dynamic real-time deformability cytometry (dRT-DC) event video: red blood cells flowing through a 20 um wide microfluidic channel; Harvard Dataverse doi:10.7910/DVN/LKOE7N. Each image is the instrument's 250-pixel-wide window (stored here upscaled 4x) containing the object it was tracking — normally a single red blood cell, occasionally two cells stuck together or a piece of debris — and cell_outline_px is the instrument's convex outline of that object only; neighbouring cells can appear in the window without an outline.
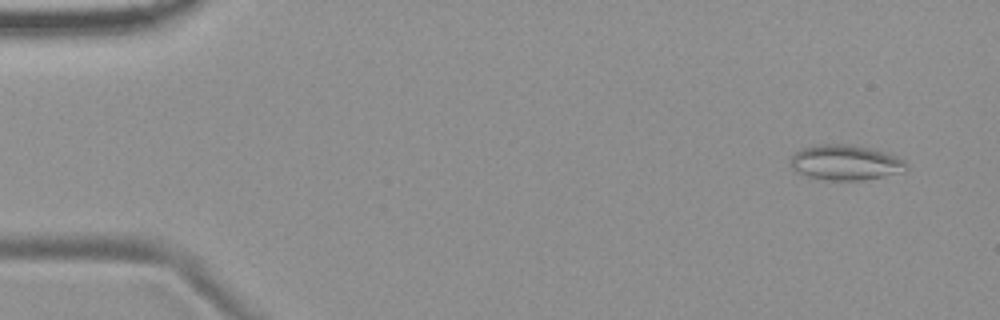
{"species": "common noctule bat (a hibernating species)", "species_latin": "Nyctalus noctula", "temperature_condition": "room temperature", "stored_images_in_passage": 5, "camera_frame_rate_fps": 3000, "um_per_image_px": 0.085, "animal": {"sex": "female", "body_mass_g": 19.9}, "frame": {"image": 1, "passage_image": 2, "time_ms": 1.0, "image_size_px": [1000, 320], "cell_outline_px": [[908, 168], [904, 172], [864, 180], [828, 180], [808, 176], [792, 168], [788, 164], [788, 160], [800, 148], [820, 144], [848, 144], [868, 148], [896, 156], [904, 160], [908, 164]], "centroid_in_image_um": [71.86, 13.82], "position_along_channel_um": 13.1, "area_um2": 23.76}}